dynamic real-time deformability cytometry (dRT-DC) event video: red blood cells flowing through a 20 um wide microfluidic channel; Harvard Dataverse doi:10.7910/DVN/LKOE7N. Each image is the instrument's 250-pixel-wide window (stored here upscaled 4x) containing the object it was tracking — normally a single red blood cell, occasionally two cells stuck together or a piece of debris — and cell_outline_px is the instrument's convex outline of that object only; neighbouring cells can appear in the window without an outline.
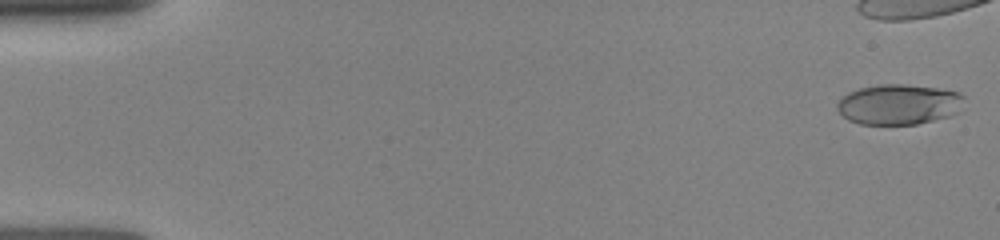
{"species": "human", "species_latin": "Homo sapiens", "temperature_condition": "room temperature", "stored_images_in_passage": 60, "camera_frame_rate_fps": 3000, "um_per_image_px": 0.085, "donor": {"sex": "female"}, "frame": {"image": 1, "passage_image": 1, "time_ms": 0.0, "image_size_px": [1000, 240], "cell_outline_px": [[964, 96], [956, 112], [948, 116], [916, 124], [860, 124], [848, 120], [836, 108], [836, 104], [848, 92], [860, 88], [880, 84], [904, 84], [936, 88], [960, 92]], "centroid_in_image_um": [76.35, 8.86], "position_along_channel_um": 8.6, "area_um2": 29.48}}